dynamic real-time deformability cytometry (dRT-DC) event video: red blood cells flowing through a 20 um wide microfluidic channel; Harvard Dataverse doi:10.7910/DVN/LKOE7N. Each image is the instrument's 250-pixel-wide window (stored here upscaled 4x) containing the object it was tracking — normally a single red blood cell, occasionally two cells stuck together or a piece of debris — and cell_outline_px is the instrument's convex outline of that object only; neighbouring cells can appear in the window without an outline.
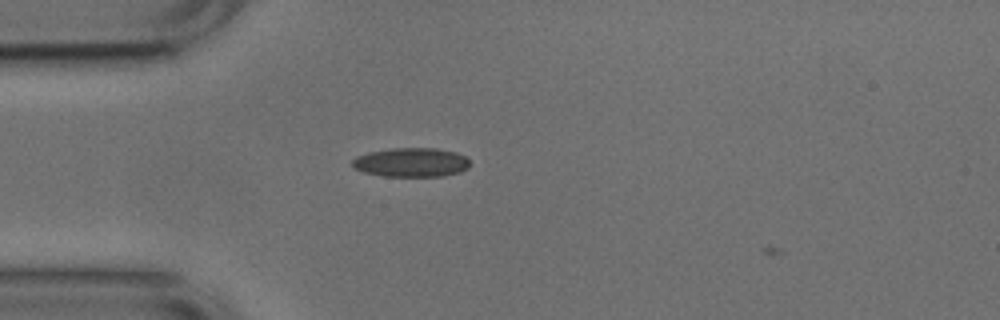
{"species": "common noctule bat (a hibernating species)", "species_latin": "Nyctalus noctula", "temperature_condition": "cold", "stored_images_in_passage": 8, "camera_frame_rate_fps": 3000, "um_per_image_px": 0.085, "animal": {"sex": "male", "body_mass_g": 17.9, "forearm_length_mm": 54.2}, "frame": {"image": 1, "passage_image": 7, "time_ms": 2.0, "image_size_px": [1000, 320], "cell_outline_px": [[468, 168], [460, 172], [444, 176], [384, 176], [364, 172], [356, 168], [352, 164], [352, 160], [356, 156], [368, 152], [392, 148], [436, 148], [456, 152], [464, 156], [468, 160]], "centroid_in_image_um": [34.95, 13.8], "position_along_channel_um": 50.0, "area_um2": 19.88}}